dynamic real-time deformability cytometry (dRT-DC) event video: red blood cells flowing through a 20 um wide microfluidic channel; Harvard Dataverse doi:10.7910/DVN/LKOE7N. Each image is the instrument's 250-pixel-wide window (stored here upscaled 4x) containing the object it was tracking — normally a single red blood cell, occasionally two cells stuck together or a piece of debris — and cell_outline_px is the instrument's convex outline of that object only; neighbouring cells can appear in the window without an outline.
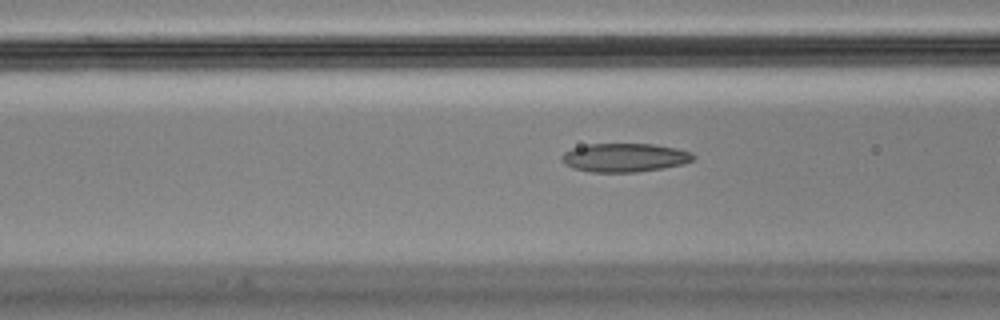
{"species": "Egyptian fruit bat (a non-hibernating species)", "species_latin": "Rousettus aegyptiacus", "temperature_condition": "cold", "stored_images_in_passage": 20, "camera_frame_rate_fps": 3000, "um_per_image_px": 0.085, "animal": {"sex": "male"}, "frame": {"image": 1, "passage_image": 18, "time_ms": 5.667, "image_size_px": [1000, 320], "cell_outline_px": [[696, 156], [692, 160], [684, 164], [636, 172], [592, 172], [576, 168], [560, 160], [560, 156], [564, 152], [572, 148], [588, 144], [652, 144], [676, 148], [692, 152]], "centroid_in_image_um": [53.11, 13.38], "position_along_channel_um": 113.5, "area_um2": 21.79}}